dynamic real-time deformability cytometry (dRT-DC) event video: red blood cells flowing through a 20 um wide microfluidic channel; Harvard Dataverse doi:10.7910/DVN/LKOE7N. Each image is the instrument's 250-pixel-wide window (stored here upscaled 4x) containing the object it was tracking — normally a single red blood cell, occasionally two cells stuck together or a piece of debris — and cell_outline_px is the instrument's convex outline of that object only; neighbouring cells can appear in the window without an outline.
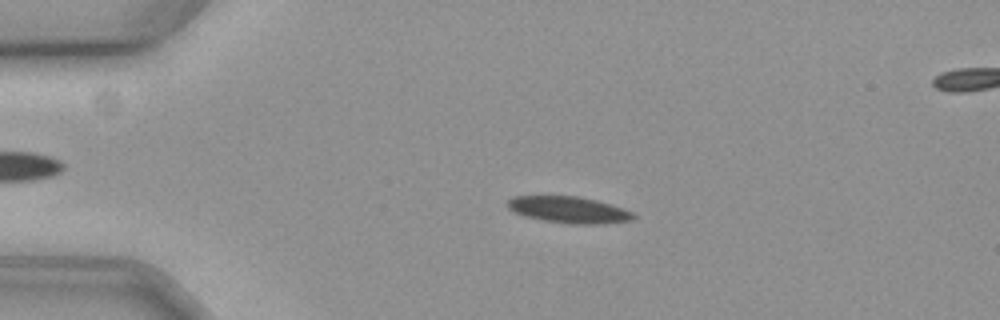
{"species": "common noctule bat (a hibernating species)", "species_latin": "Nyctalus noctula", "temperature_condition": "cold", "stored_images_in_passage": 59, "camera_frame_rate_fps": 3000, "um_per_image_px": 0.085, "animal": {"sex": "female", "body_mass_g": 19.3, "forearm_length_mm": 54.1}, "frame": {"image": 1, "passage_image": 13, "time_ms": 4.0, "image_size_px": [1000, 320], "cell_outline_px": [[636, 216], [632, 220], [604, 224], [568, 224], [544, 220], [524, 216], [508, 208], [508, 200], [516, 196], [576, 196], [596, 200], [632, 212]], "centroid_in_image_um": [48.35, 17.84], "position_along_channel_um": 36.6, "area_um2": 19.19}}
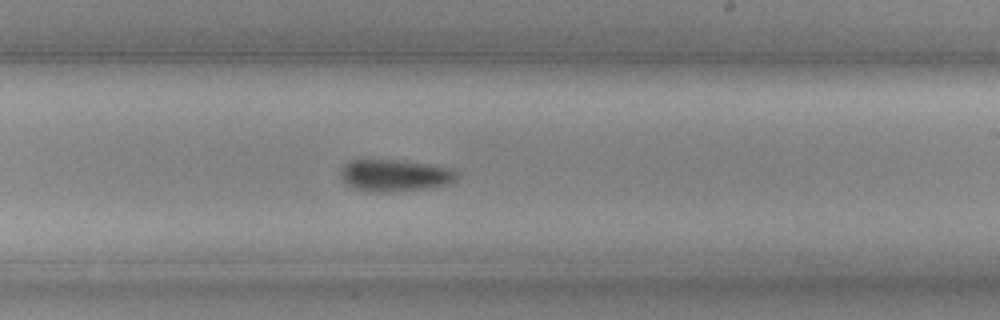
{"frame": {"image": 2, "passage_image": 35, "time_ms": 11.333, "image_size_px": [1000, 320], "cell_outline_px": [[460, 172], [448, 184], [428, 188], [388, 192], [372, 192], [356, 188], [348, 184], [340, 176], [340, 168], [344, 164], [352, 160], [392, 160], [424, 164], [448, 168]], "centroid_in_image_um": [33.52, 14.92], "position_along_channel_um": 255.5, "area_um2": 21.15}}
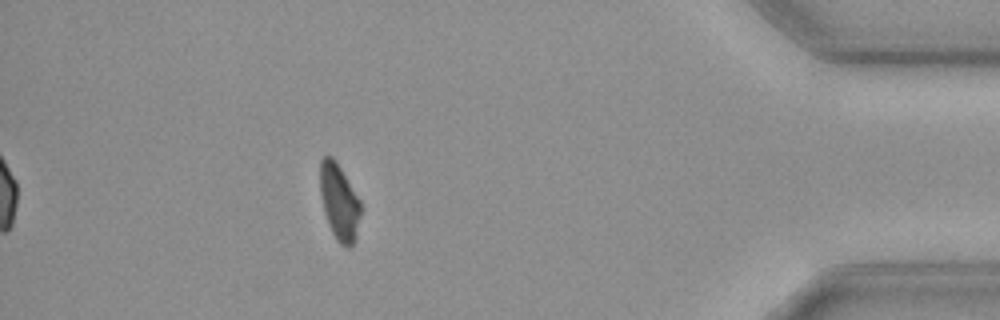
{"frame": {"image": 3, "passage_image": 52, "time_ms": 17.0, "image_size_px": [1000, 320], "cell_outline_px": [[360, 216], [356, 240], [352, 248], [348, 248], [340, 244], [336, 240], [328, 224], [324, 212], [320, 192], [320, 160], [324, 156], [332, 156], [336, 160], [360, 200]], "centroid_in_image_um": [28.84, 17.2], "position_along_channel_um": 406.4, "area_um2": 18.21}}